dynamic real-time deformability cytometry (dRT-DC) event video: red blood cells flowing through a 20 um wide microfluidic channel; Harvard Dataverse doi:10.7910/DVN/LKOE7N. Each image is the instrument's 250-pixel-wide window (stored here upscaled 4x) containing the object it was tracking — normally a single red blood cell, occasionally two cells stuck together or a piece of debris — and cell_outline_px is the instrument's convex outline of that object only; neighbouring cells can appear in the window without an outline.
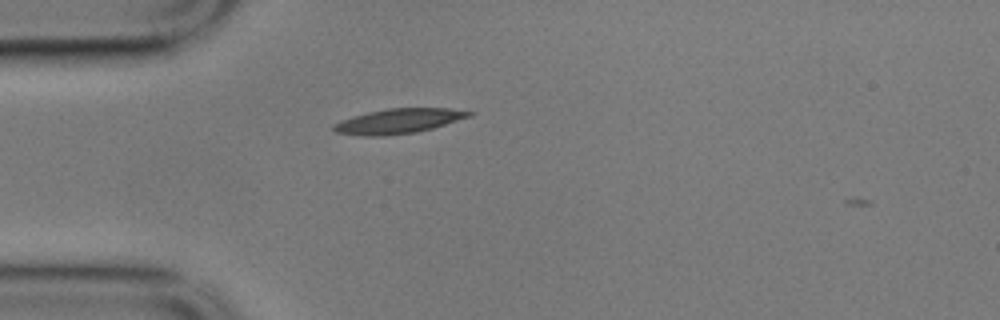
{"species": "common noctule bat (a hibernating species)", "species_latin": "Nyctalus noctula", "temperature_condition": "cold", "stored_images_in_passage": 3, "camera_frame_rate_fps": 3000, "um_per_image_px": 0.085, "animal": {"sex": "male", "body_mass_g": 17.9}, "frame": {"image": 1, "passage_image": 2, "time_ms": 0.333, "image_size_px": [1000, 320], "cell_outline_px": [[476, 112], [472, 116], [432, 128], [416, 132], [384, 136], [364, 136], [336, 132], [332, 128], [332, 124], [352, 116], [368, 112], [388, 108], [448, 108]], "centroid_in_image_um": [33.88, 10.29], "position_along_channel_um": 51.1, "area_um2": 19.59}}